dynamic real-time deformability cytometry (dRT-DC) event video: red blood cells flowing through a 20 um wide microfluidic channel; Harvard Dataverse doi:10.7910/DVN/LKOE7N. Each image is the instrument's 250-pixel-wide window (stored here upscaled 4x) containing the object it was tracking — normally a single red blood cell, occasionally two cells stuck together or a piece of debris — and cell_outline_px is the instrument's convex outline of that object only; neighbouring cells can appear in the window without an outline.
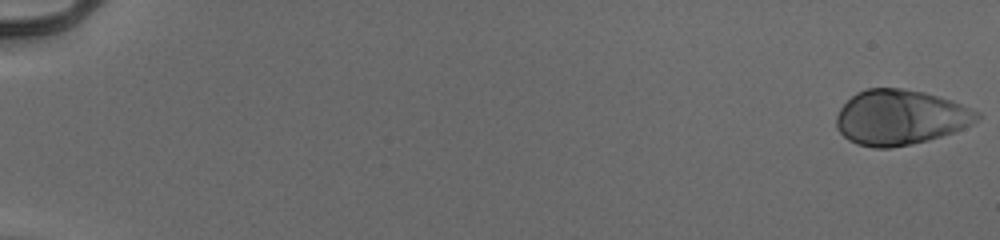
{"species": "human", "species_latin": "Homo sapiens", "temperature_condition": "cold", "stored_images_in_passage": 54, "camera_frame_rate_fps": 3000, "um_per_image_px": 0.085, "donor": {"sex": "male"}, "frame": {"image": 1, "passage_image": 1, "time_ms": 0.0, "image_size_px": [1000, 240], "cell_outline_px": [[980, 116], [972, 124], [964, 128], [928, 140], [912, 144], [892, 148], [872, 148], [856, 144], [848, 140], [836, 128], [836, 116], [840, 108], [856, 92], [868, 88], [904, 88], [924, 92], [960, 104], [980, 112]], "centroid_in_image_um": [76.48, 9.99], "position_along_channel_um": 8.5, "area_um2": 45.08}}
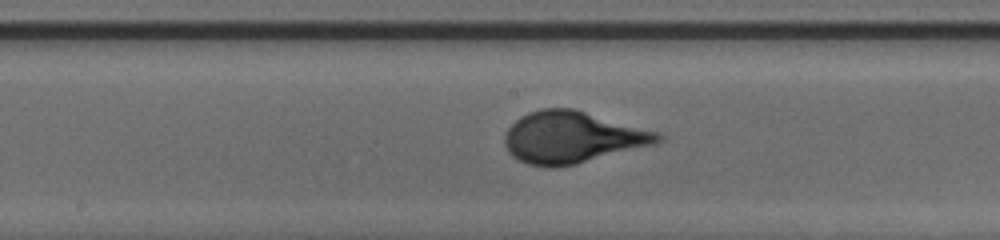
{"frame": {"image": 2, "passage_image": 31, "time_ms": 10.0, "image_size_px": [1000, 240], "cell_outline_px": [[664, 140], [652, 144], [576, 164], [552, 168], [548, 168], [528, 164], [512, 156], [508, 152], [504, 144], [504, 136], [508, 128], [520, 116], [528, 112], [540, 108], [572, 108], [660, 132], [664, 136]], "centroid_in_image_um": [48.61, 11.67], "position_along_channel_um": 199.6, "area_um2": 46.07}}
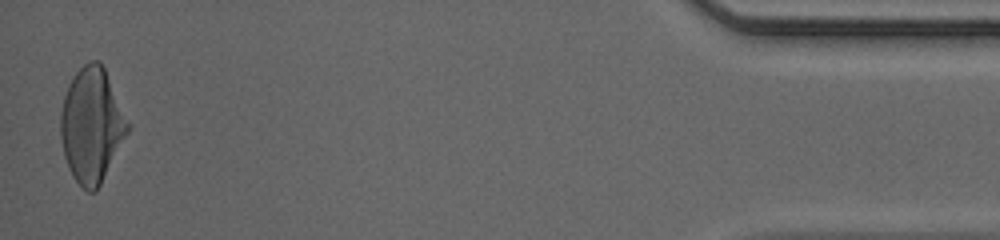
{"frame": {"image": 3, "passage_image": 54, "time_ms": 17.667, "image_size_px": [1000, 240], "cell_outline_px": [[132, 128], [96, 192], [88, 192], [72, 176], [68, 168], [64, 156], [60, 136], [60, 112], [64, 96], [68, 84], [76, 72], [84, 64], [92, 60], [100, 60], [132, 124]], "centroid_in_image_um": [7.82, 10.64], "position_along_channel_um": 427.4, "area_um2": 45.49}}